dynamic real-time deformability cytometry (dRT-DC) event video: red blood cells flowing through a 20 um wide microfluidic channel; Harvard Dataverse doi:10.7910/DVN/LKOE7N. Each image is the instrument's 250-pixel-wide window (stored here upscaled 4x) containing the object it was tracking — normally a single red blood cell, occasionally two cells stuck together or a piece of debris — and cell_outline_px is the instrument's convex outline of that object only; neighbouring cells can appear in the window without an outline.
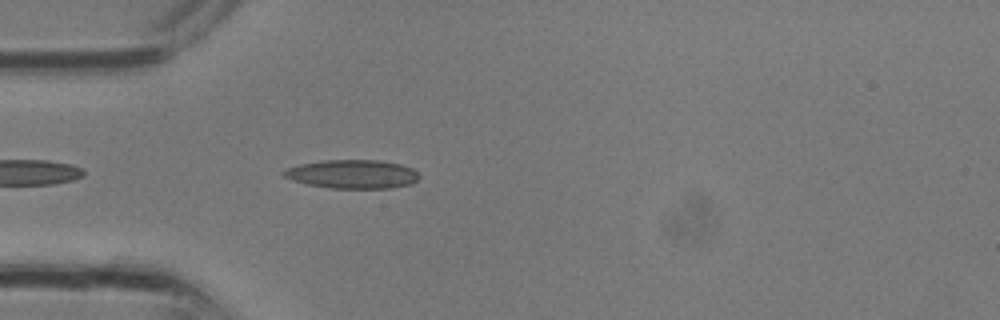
{"species": "common noctule bat (a hibernating species)", "species_latin": "Nyctalus noctula", "temperature_condition": "room temperature", "stored_images_in_passage": 11, "camera_frame_rate_fps": 3000, "um_per_image_px": 0.085, "animal": {"sex": "male", "body_mass_g": 13.3}, "frame": {"image": 1, "passage_image": 5, "time_ms": 1.333, "image_size_px": [1000, 320], "cell_outline_px": [[420, 176], [412, 184], [388, 188], [332, 188], [308, 184], [292, 180], [284, 176], [280, 172], [288, 168], [300, 164], [320, 160], [376, 160], [400, 164], [412, 168]], "centroid_in_image_um": [29.94, 14.79], "position_along_channel_um": 55.1, "area_um2": 22.54}}
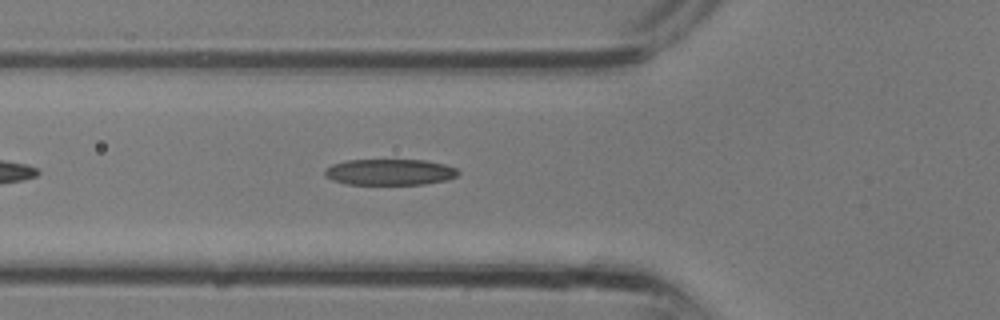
{"frame": {"image": 2, "passage_image": 7, "time_ms": 2.0, "image_size_px": [1000, 320], "cell_outline_px": [[460, 172], [456, 176], [448, 180], [424, 184], [348, 184], [332, 180], [324, 176], [324, 168], [332, 164], [348, 160], [424, 160], [444, 164], [456, 168]], "centroid_in_image_um": [33.11, 14.62], "position_along_channel_um": 92.7, "area_um2": 20.35}}
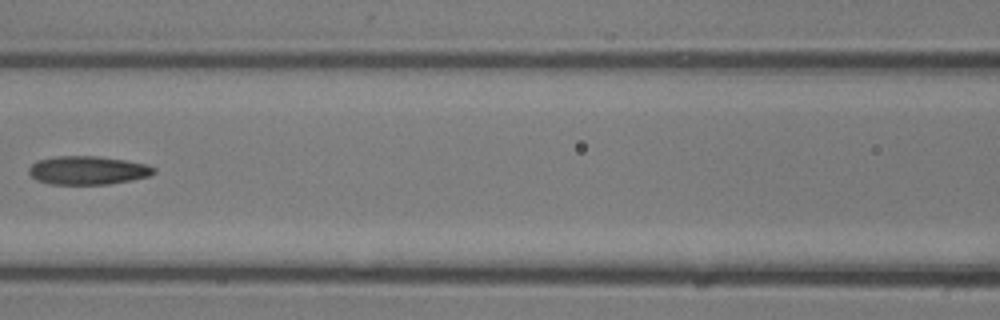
{"frame": {"image": 3, "passage_image": 10, "time_ms": 3.0, "image_size_px": [1000, 320], "cell_outline_px": [[156, 172], [148, 176], [132, 180], [108, 184], [48, 184], [36, 180], [28, 172], [28, 168], [36, 160], [56, 156], [96, 156], [124, 160], [148, 164], [156, 168]], "centroid_in_image_um": [7.45, 14.47], "position_along_channel_um": 159.2, "area_um2": 20.87}}